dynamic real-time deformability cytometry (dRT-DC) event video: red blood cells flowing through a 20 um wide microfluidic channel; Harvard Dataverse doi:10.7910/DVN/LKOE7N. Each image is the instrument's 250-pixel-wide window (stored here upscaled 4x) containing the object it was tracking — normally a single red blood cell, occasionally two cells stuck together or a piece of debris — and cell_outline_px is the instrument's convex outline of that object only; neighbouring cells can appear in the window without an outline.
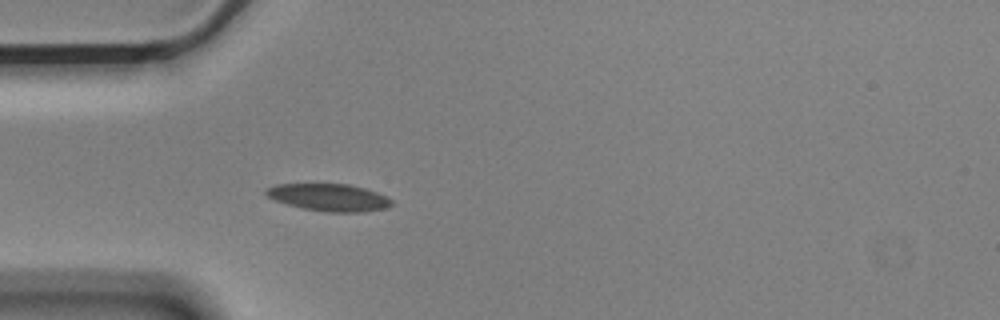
{"species": "Egyptian fruit bat (a non-hibernating species)", "species_latin": "Rousettus aegyptiacus", "temperature_condition": "cold", "stored_images_in_passage": 14, "camera_frame_rate_fps": 3000, "um_per_image_px": 0.085, "animal": {"sex": "male"}, "frame": {"image": 1, "passage_image": 7, "time_ms": 2.0, "image_size_px": [1000, 320], "cell_outline_px": [[392, 204], [384, 208], [364, 212], [324, 212], [304, 208], [288, 204], [276, 200], [268, 196], [264, 192], [264, 188], [276, 184], [348, 184], [364, 188], [388, 196], [392, 200]], "centroid_in_image_um": [27.96, 16.77], "position_along_channel_um": 57.0, "area_um2": 19.88}}
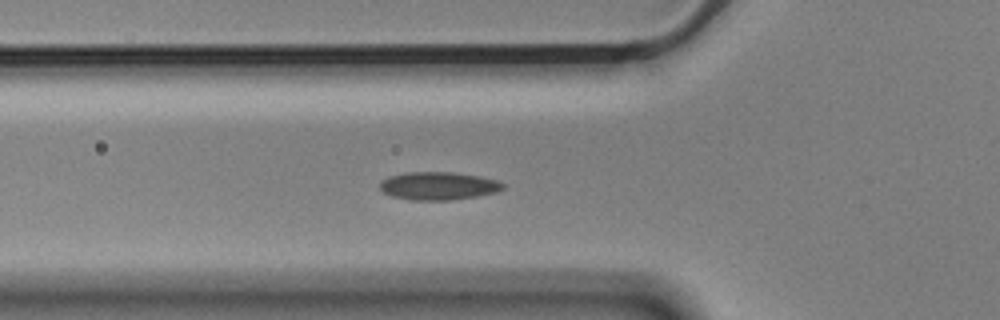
{"frame": {"image": 2, "passage_image": 10, "time_ms": 3.0, "image_size_px": [1000, 320], "cell_outline_px": [[504, 188], [496, 192], [476, 196], [452, 200], [408, 200], [392, 196], [384, 192], [380, 188], [380, 180], [388, 176], [404, 172], [452, 172], [476, 176], [496, 180], [504, 184]], "centroid_in_image_um": [37.21, 15.8], "position_along_channel_um": 88.6, "area_um2": 20.06}}